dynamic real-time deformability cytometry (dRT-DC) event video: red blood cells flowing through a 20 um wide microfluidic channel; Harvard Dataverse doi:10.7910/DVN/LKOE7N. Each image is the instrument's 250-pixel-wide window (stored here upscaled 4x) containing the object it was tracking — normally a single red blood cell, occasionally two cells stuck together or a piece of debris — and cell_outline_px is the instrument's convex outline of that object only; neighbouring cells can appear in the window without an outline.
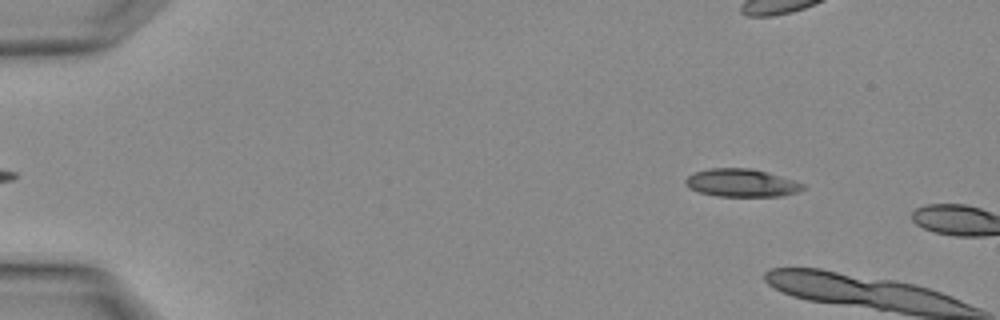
{"species": "Egyptian fruit bat (a non-hibernating species)", "species_latin": "Rousettus aegyptiacus", "temperature_condition": "warm", "stored_images_in_passage": 2, "camera_frame_rate_fps": 3000, "um_per_image_px": 0.085, "animal": {"sex": "female"}, "frame": {"image": 1, "passage_image": 2, "time_ms": 0.333, "image_size_px": [1000, 320], "cell_outline_px": [[804, 188], [800, 192], [780, 196], [716, 196], [700, 192], [688, 188], [684, 184], [684, 180], [688, 176], [696, 172], [712, 168], [748, 168], [768, 172], [804, 184]], "centroid_in_image_um": [63.01, 15.55], "position_along_channel_um": 22.0, "area_um2": 19.02}}